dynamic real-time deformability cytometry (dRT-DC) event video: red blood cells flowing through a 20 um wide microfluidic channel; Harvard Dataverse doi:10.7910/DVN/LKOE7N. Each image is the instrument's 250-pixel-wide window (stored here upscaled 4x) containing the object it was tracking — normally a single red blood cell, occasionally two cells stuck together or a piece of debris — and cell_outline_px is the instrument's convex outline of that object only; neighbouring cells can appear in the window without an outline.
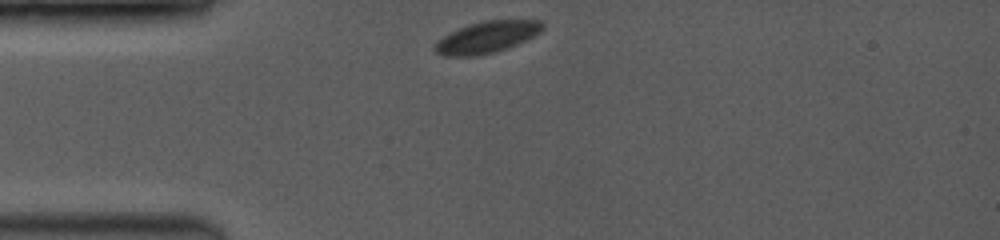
{"species": "common noctule bat (a hibernating species)", "species_latin": "Nyctalus noctula", "temperature_condition": "room temperature", "stored_images_in_passage": 6, "camera_frame_rate_fps": 3500, "um_per_image_px": 0.085, "animal": {"sex": "female", "body_mass_g": 19.0, "forearm_length_mm": 53.3}, "frame": {"image": 1, "passage_image": 1, "time_ms": 0.0, "image_size_px": [1000, 240], "cell_outline_px": [[544, 28], [540, 32], [516, 44], [492, 52], [472, 56], [448, 56], [436, 52], [432, 48], [436, 40], [468, 24], [484, 20], [540, 20], [544, 24]], "centroid_in_image_um": [41.36, 3.14], "position_along_channel_um": 43.6, "area_um2": 19.48}}
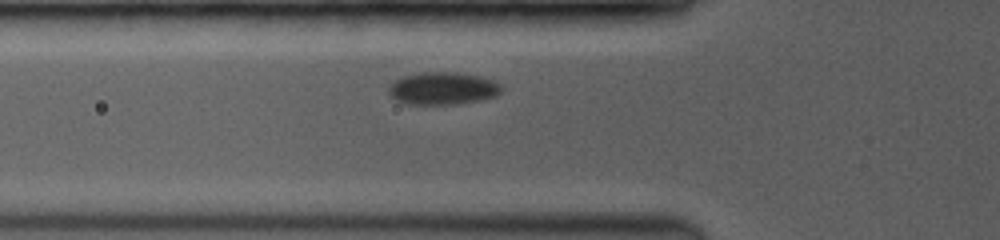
{"frame": {"image": 2, "passage_image": 5, "time_ms": 1.714, "image_size_px": [1000, 240], "cell_outline_px": [[500, 92], [496, 96], [480, 100], [456, 104], [404, 104], [396, 100], [388, 92], [388, 88], [396, 80], [404, 76], [420, 72], [456, 72], [480, 76], [492, 80], [500, 84]], "centroid_in_image_um": [37.62, 7.51], "position_along_channel_um": 88.2, "area_um2": 21.27}}